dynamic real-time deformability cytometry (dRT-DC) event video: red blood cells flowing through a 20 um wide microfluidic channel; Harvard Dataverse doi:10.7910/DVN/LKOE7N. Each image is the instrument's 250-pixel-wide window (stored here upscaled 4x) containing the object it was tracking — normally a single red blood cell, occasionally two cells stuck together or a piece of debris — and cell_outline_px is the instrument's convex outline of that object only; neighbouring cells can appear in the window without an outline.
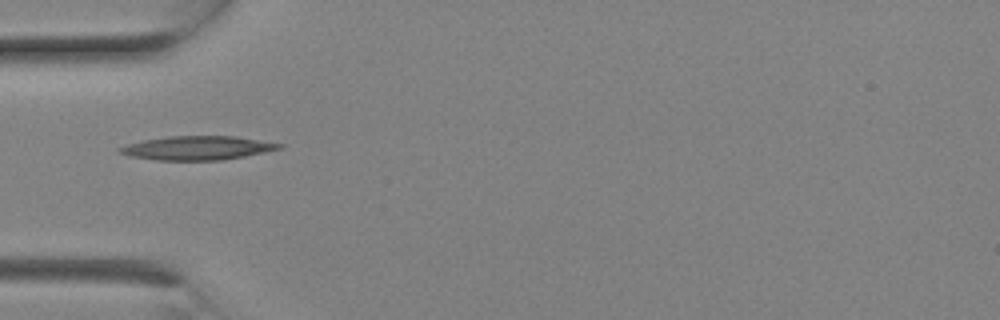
{"species": "Egyptian fruit bat (a non-hibernating species)", "species_latin": "Rousettus aegyptiacus", "temperature_condition": "room temperature", "stored_images_in_passage": 1, "camera_frame_rate_fps": 3000, "um_per_image_px": 0.085, "animal": {"sex": "female"}, "frame": {"image": 1, "passage_image": 1, "time_ms": 0.0, "image_size_px": [1000, 320], "cell_outline_px": [[284, 148], [224, 160], [156, 160], [132, 156], [120, 152], [116, 148], [128, 144], [144, 140], [168, 136], [236, 136], [284, 144]], "centroid_in_image_um": [16.82, 12.57], "position_along_channel_um": 68.2, "area_um2": 22.08}}